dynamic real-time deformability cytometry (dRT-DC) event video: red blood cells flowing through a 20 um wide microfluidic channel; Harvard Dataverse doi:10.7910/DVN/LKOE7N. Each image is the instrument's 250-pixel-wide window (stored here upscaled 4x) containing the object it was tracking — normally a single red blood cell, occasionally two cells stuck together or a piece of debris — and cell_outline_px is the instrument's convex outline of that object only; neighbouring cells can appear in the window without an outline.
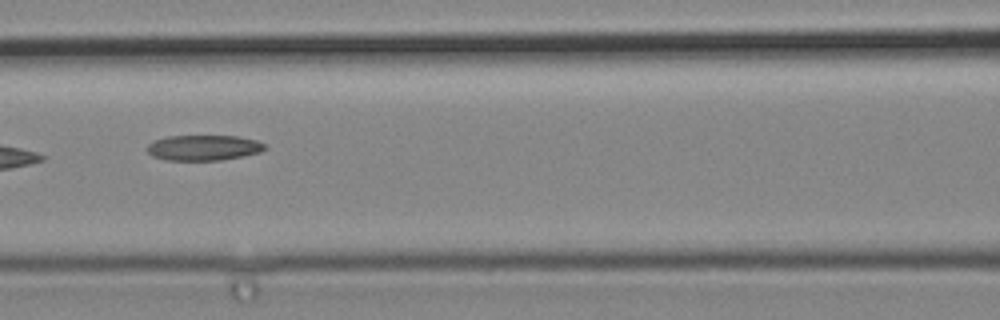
{"species": "common noctule bat (a hibernating species)", "species_latin": "Nyctalus noctula", "temperature_condition": "cold", "stored_images_in_passage": 6, "camera_frame_rate_fps": 3000, "um_per_image_px": 0.085, "animal": {"sex": "male", "body_mass_g": 19.2, "forearm_length_mm": 51.8}, "frame": {"image": 1, "passage_image": 6, "time_ms": 1.667, "image_size_px": [1000, 320], "cell_outline_px": [[268, 148], [260, 152], [244, 156], [220, 160], [168, 160], [152, 156], [148, 152], [148, 144], [156, 140], [168, 136], [236, 136], [256, 140], [264, 144]], "centroid_in_image_um": [17.33, 12.56], "position_along_channel_um": 149.3, "area_um2": 17.34}}